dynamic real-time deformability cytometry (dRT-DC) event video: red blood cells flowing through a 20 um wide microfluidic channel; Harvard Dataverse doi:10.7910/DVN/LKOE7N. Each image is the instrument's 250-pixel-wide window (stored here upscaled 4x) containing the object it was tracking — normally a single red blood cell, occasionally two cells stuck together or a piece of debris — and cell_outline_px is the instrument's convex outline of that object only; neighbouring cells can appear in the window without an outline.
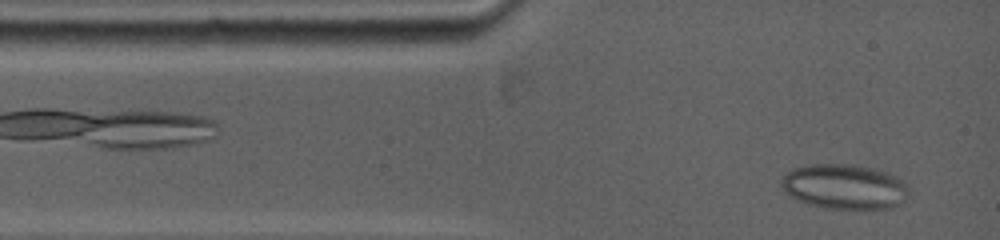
{"species": "common noctule bat (a hibernating species)", "species_latin": "Nyctalus noctula", "temperature_condition": "warm", "stored_images_in_passage": 3, "camera_frame_rate_fps": 5000, "um_per_image_px": 0.085, "animal": {"sex": "female", "body_mass_g": 19.0, "forearm_length_mm": 53.3}, "frame": {"image": 1, "passage_image": 3, "time_ms": 2.4, "image_size_px": [1000, 240], "cell_outline_px": [[908, 196], [904, 200], [892, 208], [828, 208], [808, 204], [796, 200], [788, 196], [784, 192], [780, 184], [780, 180], [792, 168], [812, 164], [840, 164], [868, 168], [892, 176], [904, 184], [908, 192]], "centroid_in_image_um": [71.66, 15.89], "position_along_channel_um": 13.3, "area_um2": 32.66}}